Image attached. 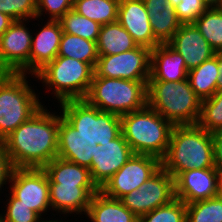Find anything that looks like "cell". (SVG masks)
Returning a JSON list of instances; mask_svg holds the SVG:
<instances>
[{
	"mask_svg": "<svg viewBox=\"0 0 222 222\" xmlns=\"http://www.w3.org/2000/svg\"><path fill=\"white\" fill-rule=\"evenodd\" d=\"M147 105L173 125H195L200 115L201 100L188 79L179 82L148 81Z\"/></svg>",
	"mask_w": 222,
	"mask_h": 222,
	"instance_id": "obj_4",
	"label": "cell"
},
{
	"mask_svg": "<svg viewBox=\"0 0 222 222\" xmlns=\"http://www.w3.org/2000/svg\"><path fill=\"white\" fill-rule=\"evenodd\" d=\"M59 22L63 32L97 42L101 25L85 16L79 15L74 9L67 11L59 19Z\"/></svg>",
	"mask_w": 222,
	"mask_h": 222,
	"instance_id": "obj_29",
	"label": "cell"
},
{
	"mask_svg": "<svg viewBox=\"0 0 222 222\" xmlns=\"http://www.w3.org/2000/svg\"><path fill=\"white\" fill-rule=\"evenodd\" d=\"M194 25L215 52H222V9L208 8Z\"/></svg>",
	"mask_w": 222,
	"mask_h": 222,
	"instance_id": "obj_28",
	"label": "cell"
},
{
	"mask_svg": "<svg viewBox=\"0 0 222 222\" xmlns=\"http://www.w3.org/2000/svg\"><path fill=\"white\" fill-rule=\"evenodd\" d=\"M47 109L41 107L2 140L14 168H44L57 157L60 112Z\"/></svg>",
	"mask_w": 222,
	"mask_h": 222,
	"instance_id": "obj_1",
	"label": "cell"
},
{
	"mask_svg": "<svg viewBox=\"0 0 222 222\" xmlns=\"http://www.w3.org/2000/svg\"><path fill=\"white\" fill-rule=\"evenodd\" d=\"M182 0H169V3L172 7L178 5Z\"/></svg>",
	"mask_w": 222,
	"mask_h": 222,
	"instance_id": "obj_46",
	"label": "cell"
},
{
	"mask_svg": "<svg viewBox=\"0 0 222 222\" xmlns=\"http://www.w3.org/2000/svg\"><path fill=\"white\" fill-rule=\"evenodd\" d=\"M162 168L175 179L181 172L215 167L212 135L195 125H174Z\"/></svg>",
	"mask_w": 222,
	"mask_h": 222,
	"instance_id": "obj_2",
	"label": "cell"
},
{
	"mask_svg": "<svg viewBox=\"0 0 222 222\" xmlns=\"http://www.w3.org/2000/svg\"><path fill=\"white\" fill-rule=\"evenodd\" d=\"M14 20L6 14L0 12V36L10 27Z\"/></svg>",
	"mask_w": 222,
	"mask_h": 222,
	"instance_id": "obj_41",
	"label": "cell"
},
{
	"mask_svg": "<svg viewBox=\"0 0 222 222\" xmlns=\"http://www.w3.org/2000/svg\"><path fill=\"white\" fill-rule=\"evenodd\" d=\"M161 167V160L154 156L133 154L99 191L107 197L121 199L139 189Z\"/></svg>",
	"mask_w": 222,
	"mask_h": 222,
	"instance_id": "obj_10",
	"label": "cell"
},
{
	"mask_svg": "<svg viewBox=\"0 0 222 222\" xmlns=\"http://www.w3.org/2000/svg\"><path fill=\"white\" fill-rule=\"evenodd\" d=\"M175 198L185 204L218 195V170L215 167L181 172L174 179Z\"/></svg>",
	"mask_w": 222,
	"mask_h": 222,
	"instance_id": "obj_15",
	"label": "cell"
},
{
	"mask_svg": "<svg viewBox=\"0 0 222 222\" xmlns=\"http://www.w3.org/2000/svg\"><path fill=\"white\" fill-rule=\"evenodd\" d=\"M213 142L214 165L222 171V130L211 133Z\"/></svg>",
	"mask_w": 222,
	"mask_h": 222,
	"instance_id": "obj_39",
	"label": "cell"
},
{
	"mask_svg": "<svg viewBox=\"0 0 222 222\" xmlns=\"http://www.w3.org/2000/svg\"><path fill=\"white\" fill-rule=\"evenodd\" d=\"M121 132L134 154L162 160L174 125L150 106L120 116Z\"/></svg>",
	"mask_w": 222,
	"mask_h": 222,
	"instance_id": "obj_3",
	"label": "cell"
},
{
	"mask_svg": "<svg viewBox=\"0 0 222 222\" xmlns=\"http://www.w3.org/2000/svg\"><path fill=\"white\" fill-rule=\"evenodd\" d=\"M43 218V216L38 220V222H68L69 220H67V221H65L64 219H61L60 218V220L58 221V219L57 220H50V219H48V220H44V218ZM64 220V221H63Z\"/></svg>",
	"mask_w": 222,
	"mask_h": 222,
	"instance_id": "obj_45",
	"label": "cell"
},
{
	"mask_svg": "<svg viewBox=\"0 0 222 222\" xmlns=\"http://www.w3.org/2000/svg\"><path fill=\"white\" fill-rule=\"evenodd\" d=\"M147 82L93 77L85 100L101 111L122 116L147 105Z\"/></svg>",
	"mask_w": 222,
	"mask_h": 222,
	"instance_id": "obj_7",
	"label": "cell"
},
{
	"mask_svg": "<svg viewBox=\"0 0 222 222\" xmlns=\"http://www.w3.org/2000/svg\"><path fill=\"white\" fill-rule=\"evenodd\" d=\"M98 191L99 188L97 186H76L61 185V183H49L51 211H56L64 216L67 214L72 215L73 213L74 215H85L92 196Z\"/></svg>",
	"mask_w": 222,
	"mask_h": 222,
	"instance_id": "obj_19",
	"label": "cell"
},
{
	"mask_svg": "<svg viewBox=\"0 0 222 222\" xmlns=\"http://www.w3.org/2000/svg\"><path fill=\"white\" fill-rule=\"evenodd\" d=\"M218 196L222 197V171H218Z\"/></svg>",
	"mask_w": 222,
	"mask_h": 222,
	"instance_id": "obj_44",
	"label": "cell"
},
{
	"mask_svg": "<svg viewBox=\"0 0 222 222\" xmlns=\"http://www.w3.org/2000/svg\"><path fill=\"white\" fill-rule=\"evenodd\" d=\"M207 9L202 0H182L175 6L181 24L194 23Z\"/></svg>",
	"mask_w": 222,
	"mask_h": 222,
	"instance_id": "obj_37",
	"label": "cell"
},
{
	"mask_svg": "<svg viewBox=\"0 0 222 222\" xmlns=\"http://www.w3.org/2000/svg\"><path fill=\"white\" fill-rule=\"evenodd\" d=\"M94 76V67L70 57L57 56L35 76L40 79L57 103L66 100L85 99ZM51 89V90H50Z\"/></svg>",
	"mask_w": 222,
	"mask_h": 222,
	"instance_id": "obj_6",
	"label": "cell"
},
{
	"mask_svg": "<svg viewBox=\"0 0 222 222\" xmlns=\"http://www.w3.org/2000/svg\"><path fill=\"white\" fill-rule=\"evenodd\" d=\"M74 0H37L38 21L48 14V20H59L67 11L73 9ZM40 18V19H39Z\"/></svg>",
	"mask_w": 222,
	"mask_h": 222,
	"instance_id": "obj_36",
	"label": "cell"
},
{
	"mask_svg": "<svg viewBox=\"0 0 222 222\" xmlns=\"http://www.w3.org/2000/svg\"><path fill=\"white\" fill-rule=\"evenodd\" d=\"M147 12H159L170 7L169 0H143Z\"/></svg>",
	"mask_w": 222,
	"mask_h": 222,
	"instance_id": "obj_40",
	"label": "cell"
},
{
	"mask_svg": "<svg viewBox=\"0 0 222 222\" xmlns=\"http://www.w3.org/2000/svg\"><path fill=\"white\" fill-rule=\"evenodd\" d=\"M5 72L0 68V77L4 74Z\"/></svg>",
	"mask_w": 222,
	"mask_h": 222,
	"instance_id": "obj_47",
	"label": "cell"
},
{
	"mask_svg": "<svg viewBox=\"0 0 222 222\" xmlns=\"http://www.w3.org/2000/svg\"><path fill=\"white\" fill-rule=\"evenodd\" d=\"M218 71L219 77L217 79V91H222V52H218Z\"/></svg>",
	"mask_w": 222,
	"mask_h": 222,
	"instance_id": "obj_42",
	"label": "cell"
},
{
	"mask_svg": "<svg viewBox=\"0 0 222 222\" xmlns=\"http://www.w3.org/2000/svg\"><path fill=\"white\" fill-rule=\"evenodd\" d=\"M59 106L62 117L89 145H105L122 133L120 116L101 111L85 99L66 100Z\"/></svg>",
	"mask_w": 222,
	"mask_h": 222,
	"instance_id": "obj_8",
	"label": "cell"
},
{
	"mask_svg": "<svg viewBox=\"0 0 222 222\" xmlns=\"http://www.w3.org/2000/svg\"><path fill=\"white\" fill-rule=\"evenodd\" d=\"M138 222H186V204L180 199L138 217Z\"/></svg>",
	"mask_w": 222,
	"mask_h": 222,
	"instance_id": "obj_33",
	"label": "cell"
},
{
	"mask_svg": "<svg viewBox=\"0 0 222 222\" xmlns=\"http://www.w3.org/2000/svg\"><path fill=\"white\" fill-rule=\"evenodd\" d=\"M27 78L22 73L0 77V141L44 106Z\"/></svg>",
	"mask_w": 222,
	"mask_h": 222,
	"instance_id": "obj_5",
	"label": "cell"
},
{
	"mask_svg": "<svg viewBox=\"0 0 222 222\" xmlns=\"http://www.w3.org/2000/svg\"><path fill=\"white\" fill-rule=\"evenodd\" d=\"M117 21L138 45L153 49L160 44L154 37L143 0H120Z\"/></svg>",
	"mask_w": 222,
	"mask_h": 222,
	"instance_id": "obj_17",
	"label": "cell"
},
{
	"mask_svg": "<svg viewBox=\"0 0 222 222\" xmlns=\"http://www.w3.org/2000/svg\"><path fill=\"white\" fill-rule=\"evenodd\" d=\"M6 199V211L0 214L5 222H38L41 218L35 211L31 210L24 204H20V200L15 198L12 194H8Z\"/></svg>",
	"mask_w": 222,
	"mask_h": 222,
	"instance_id": "obj_35",
	"label": "cell"
},
{
	"mask_svg": "<svg viewBox=\"0 0 222 222\" xmlns=\"http://www.w3.org/2000/svg\"><path fill=\"white\" fill-rule=\"evenodd\" d=\"M197 125L209 133L222 130V91L201 101L200 115Z\"/></svg>",
	"mask_w": 222,
	"mask_h": 222,
	"instance_id": "obj_32",
	"label": "cell"
},
{
	"mask_svg": "<svg viewBox=\"0 0 222 222\" xmlns=\"http://www.w3.org/2000/svg\"><path fill=\"white\" fill-rule=\"evenodd\" d=\"M96 45L99 56L127 52L138 46L130 33L118 21L101 25Z\"/></svg>",
	"mask_w": 222,
	"mask_h": 222,
	"instance_id": "obj_24",
	"label": "cell"
},
{
	"mask_svg": "<svg viewBox=\"0 0 222 222\" xmlns=\"http://www.w3.org/2000/svg\"><path fill=\"white\" fill-rule=\"evenodd\" d=\"M148 13L155 39L160 44L168 43L182 25L178 20L175 7L170 6L163 11Z\"/></svg>",
	"mask_w": 222,
	"mask_h": 222,
	"instance_id": "obj_30",
	"label": "cell"
},
{
	"mask_svg": "<svg viewBox=\"0 0 222 222\" xmlns=\"http://www.w3.org/2000/svg\"><path fill=\"white\" fill-rule=\"evenodd\" d=\"M188 71L182 56L168 43L158 44L151 49L148 81L179 82L187 79Z\"/></svg>",
	"mask_w": 222,
	"mask_h": 222,
	"instance_id": "obj_20",
	"label": "cell"
},
{
	"mask_svg": "<svg viewBox=\"0 0 222 222\" xmlns=\"http://www.w3.org/2000/svg\"><path fill=\"white\" fill-rule=\"evenodd\" d=\"M30 21H14L0 36V68L5 73L29 75V57L33 35L32 30H29L26 25Z\"/></svg>",
	"mask_w": 222,
	"mask_h": 222,
	"instance_id": "obj_13",
	"label": "cell"
},
{
	"mask_svg": "<svg viewBox=\"0 0 222 222\" xmlns=\"http://www.w3.org/2000/svg\"><path fill=\"white\" fill-rule=\"evenodd\" d=\"M134 154L122 133L105 145H95L89 167L93 182L100 189Z\"/></svg>",
	"mask_w": 222,
	"mask_h": 222,
	"instance_id": "obj_14",
	"label": "cell"
},
{
	"mask_svg": "<svg viewBox=\"0 0 222 222\" xmlns=\"http://www.w3.org/2000/svg\"><path fill=\"white\" fill-rule=\"evenodd\" d=\"M94 153L95 145L85 143L78 131L62 117L60 112L57 157L89 168Z\"/></svg>",
	"mask_w": 222,
	"mask_h": 222,
	"instance_id": "obj_21",
	"label": "cell"
},
{
	"mask_svg": "<svg viewBox=\"0 0 222 222\" xmlns=\"http://www.w3.org/2000/svg\"><path fill=\"white\" fill-rule=\"evenodd\" d=\"M151 49L138 45L136 48L99 56L93 77L118 78L131 81H148L150 78Z\"/></svg>",
	"mask_w": 222,
	"mask_h": 222,
	"instance_id": "obj_9",
	"label": "cell"
},
{
	"mask_svg": "<svg viewBox=\"0 0 222 222\" xmlns=\"http://www.w3.org/2000/svg\"><path fill=\"white\" fill-rule=\"evenodd\" d=\"M207 8H221L222 0H202Z\"/></svg>",
	"mask_w": 222,
	"mask_h": 222,
	"instance_id": "obj_43",
	"label": "cell"
},
{
	"mask_svg": "<svg viewBox=\"0 0 222 222\" xmlns=\"http://www.w3.org/2000/svg\"><path fill=\"white\" fill-rule=\"evenodd\" d=\"M0 222H5L4 219L0 216Z\"/></svg>",
	"mask_w": 222,
	"mask_h": 222,
	"instance_id": "obj_48",
	"label": "cell"
},
{
	"mask_svg": "<svg viewBox=\"0 0 222 222\" xmlns=\"http://www.w3.org/2000/svg\"><path fill=\"white\" fill-rule=\"evenodd\" d=\"M186 222H222V197L186 204Z\"/></svg>",
	"mask_w": 222,
	"mask_h": 222,
	"instance_id": "obj_31",
	"label": "cell"
},
{
	"mask_svg": "<svg viewBox=\"0 0 222 222\" xmlns=\"http://www.w3.org/2000/svg\"><path fill=\"white\" fill-rule=\"evenodd\" d=\"M38 32V33H37ZM32 36V46L29 57V75L35 76L48 63L57 56L60 48V41L63 34L59 20H48Z\"/></svg>",
	"mask_w": 222,
	"mask_h": 222,
	"instance_id": "obj_18",
	"label": "cell"
},
{
	"mask_svg": "<svg viewBox=\"0 0 222 222\" xmlns=\"http://www.w3.org/2000/svg\"><path fill=\"white\" fill-rule=\"evenodd\" d=\"M218 52L200 66L188 71L187 79L196 96L201 100L212 97L217 91Z\"/></svg>",
	"mask_w": 222,
	"mask_h": 222,
	"instance_id": "obj_25",
	"label": "cell"
},
{
	"mask_svg": "<svg viewBox=\"0 0 222 222\" xmlns=\"http://www.w3.org/2000/svg\"><path fill=\"white\" fill-rule=\"evenodd\" d=\"M85 215L91 222H138L120 199L107 197L101 191L92 196Z\"/></svg>",
	"mask_w": 222,
	"mask_h": 222,
	"instance_id": "obj_22",
	"label": "cell"
},
{
	"mask_svg": "<svg viewBox=\"0 0 222 222\" xmlns=\"http://www.w3.org/2000/svg\"><path fill=\"white\" fill-rule=\"evenodd\" d=\"M120 0H74L73 9L100 25L113 23L118 18Z\"/></svg>",
	"mask_w": 222,
	"mask_h": 222,
	"instance_id": "obj_26",
	"label": "cell"
},
{
	"mask_svg": "<svg viewBox=\"0 0 222 222\" xmlns=\"http://www.w3.org/2000/svg\"><path fill=\"white\" fill-rule=\"evenodd\" d=\"M13 169L14 167L5 151L4 144L0 141V191L5 184H9Z\"/></svg>",
	"mask_w": 222,
	"mask_h": 222,
	"instance_id": "obj_38",
	"label": "cell"
},
{
	"mask_svg": "<svg viewBox=\"0 0 222 222\" xmlns=\"http://www.w3.org/2000/svg\"><path fill=\"white\" fill-rule=\"evenodd\" d=\"M58 56L77 59L78 61L89 63L93 67H95L99 57L95 41L65 32L61 37Z\"/></svg>",
	"mask_w": 222,
	"mask_h": 222,
	"instance_id": "obj_27",
	"label": "cell"
},
{
	"mask_svg": "<svg viewBox=\"0 0 222 222\" xmlns=\"http://www.w3.org/2000/svg\"><path fill=\"white\" fill-rule=\"evenodd\" d=\"M49 183L61 185L97 186L87 167L56 157L44 168Z\"/></svg>",
	"mask_w": 222,
	"mask_h": 222,
	"instance_id": "obj_23",
	"label": "cell"
},
{
	"mask_svg": "<svg viewBox=\"0 0 222 222\" xmlns=\"http://www.w3.org/2000/svg\"><path fill=\"white\" fill-rule=\"evenodd\" d=\"M9 183L8 192L20 200V204L40 217L50 211L48 175L43 168H14Z\"/></svg>",
	"mask_w": 222,
	"mask_h": 222,
	"instance_id": "obj_11",
	"label": "cell"
},
{
	"mask_svg": "<svg viewBox=\"0 0 222 222\" xmlns=\"http://www.w3.org/2000/svg\"><path fill=\"white\" fill-rule=\"evenodd\" d=\"M0 12L14 21L37 20V0H0Z\"/></svg>",
	"mask_w": 222,
	"mask_h": 222,
	"instance_id": "obj_34",
	"label": "cell"
},
{
	"mask_svg": "<svg viewBox=\"0 0 222 222\" xmlns=\"http://www.w3.org/2000/svg\"><path fill=\"white\" fill-rule=\"evenodd\" d=\"M168 44L182 56L188 70L200 66L216 53L194 23L182 24Z\"/></svg>",
	"mask_w": 222,
	"mask_h": 222,
	"instance_id": "obj_16",
	"label": "cell"
},
{
	"mask_svg": "<svg viewBox=\"0 0 222 222\" xmlns=\"http://www.w3.org/2000/svg\"><path fill=\"white\" fill-rule=\"evenodd\" d=\"M175 199L174 178L162 167L137 190L123 196V205L137 217Z\"/></svg>",
	"mask_w": 222,
	"mask_h": 222,
	"instance_id": "obj_12",
	"label": "cell"
}]
</instances>
